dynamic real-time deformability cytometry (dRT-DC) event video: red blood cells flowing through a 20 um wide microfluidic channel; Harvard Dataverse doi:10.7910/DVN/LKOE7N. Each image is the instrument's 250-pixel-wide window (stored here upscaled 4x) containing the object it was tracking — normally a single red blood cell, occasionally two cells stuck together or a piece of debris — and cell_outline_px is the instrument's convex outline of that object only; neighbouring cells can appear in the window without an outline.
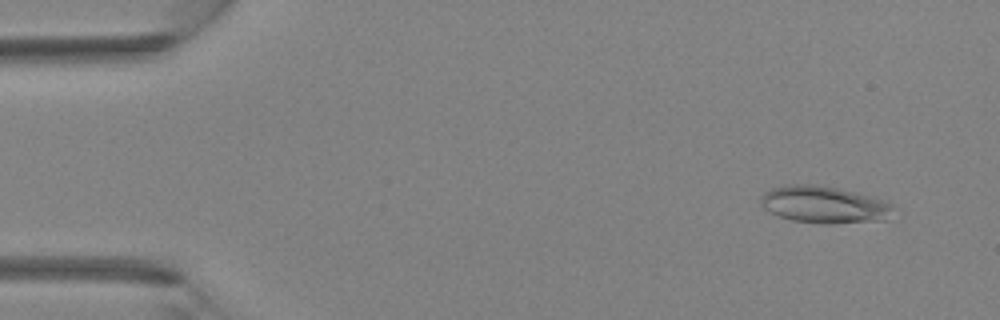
{"species": "Egyptian fruit bat (a non-hibernating species)", "species_latin": "Rousettus aegyptiacus", "temperature_condition": "room temperature", "stored_images_in_passage": 3, "camera_frame_rate_fps": 3000, "um_per_image_px": 0.085, "animal": {"sex": "female"}, "frame": {"image": 1, "passage_image": 1, "time_ms": 0.0, "image_size_px": [1000, 320], "cell_outline_px": [[900, 208], [888, 220], [832, 224], [820, 224], [792, 220], [768, 212], [760, 204], [760, 200], [764, 192], [772, 188], [788, 184], [816, 184], [836, 188], [868, 196], [892, 204]], "centroid_in_image_um": [70.09, 17.42], "position_along_channel_um": 14.9, "area_um2": 28.96}}